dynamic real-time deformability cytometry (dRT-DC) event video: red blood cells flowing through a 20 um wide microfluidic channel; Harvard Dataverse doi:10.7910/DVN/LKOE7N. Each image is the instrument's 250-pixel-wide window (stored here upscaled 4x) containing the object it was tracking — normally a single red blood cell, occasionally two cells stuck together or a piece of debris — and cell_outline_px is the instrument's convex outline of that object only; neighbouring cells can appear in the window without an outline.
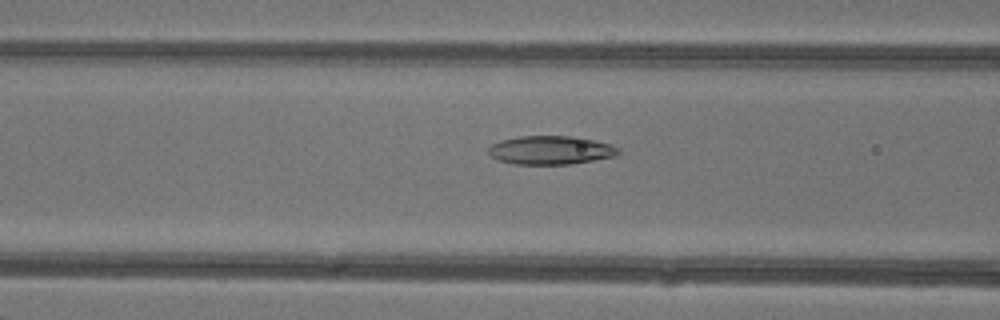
{"species": "common noctule bat (a hibernating species)", "species_latin": "Nyctalus noctula", "temperature_condition": "warm", "stored_images_in_passage": 32, "camera_frame_rate_fps": 3000, "um_per_image_px": 0.085, "animal": {"sex": "female"}, "frame": {"image": 1, "passage_image": 9, "time_ms": 2.667, "image_size_px": [1000, 320], "cell_outline_px": [[620, 152], [616, 156], [568, 164], [512, 164], [500, 160], [492, 156], [488, 152], [488, 148], [492, 144], [500, 140], [520, 136], [572, 136], [612, 144], [620, 148]], "centroid_in_image_um": [46.81, 12.76], "position_along_channel_um": 119.8, "area_um2": 21.56}}
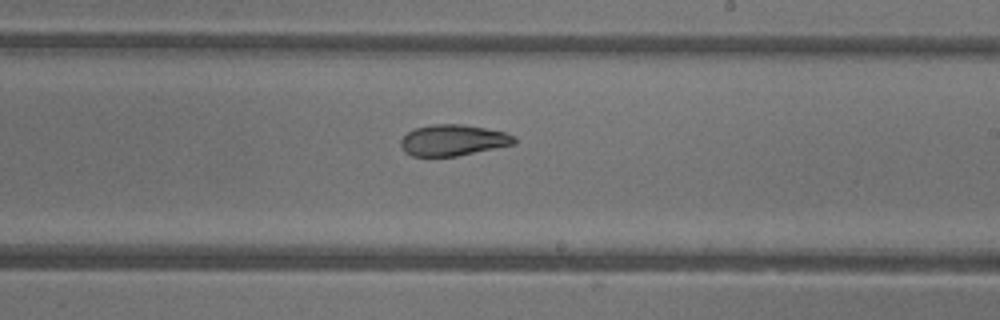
{"frame": {"image": 2, "passage_image": 18, "time_ms": 5.667, "image_size_px": [1000, 320], "cell_outline_px": [[516, 144], [456, 156], [412, 156], [404, 152], [400, 144], [400, 140], [408, 132], [416, 128], [432, 124], [464, 124], [504, 132], [516, 136]], "centroid_in_image_um": [38.51, 11.92], "position_along_channel_um": 250.5, "area_um2": 20.58}}
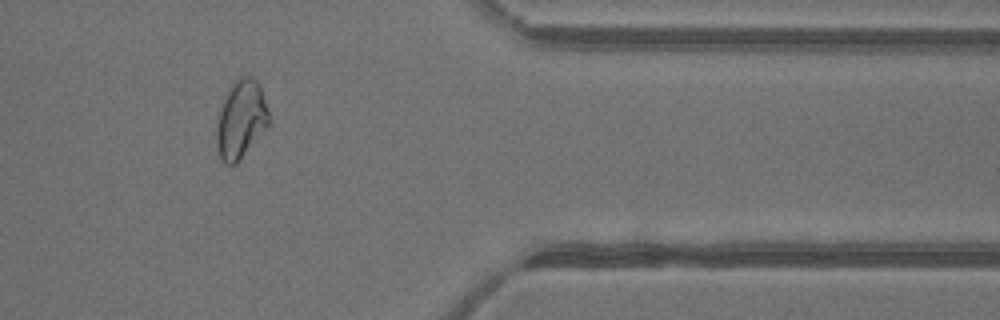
{"frame": {"image": 3, "passage_image": 29, "time_ms": 9.333, "image_size_px": [1000, 320], "cell_outline_px": [[268, 124], [236, 164], [228, 164], [220, 156], [216, 148], [216, 124], [220, 108], [228, 88], [240, 76], [252, 76], [256, 80], [260, 88], [268, 108]], "centroid_in_image_um": [20.44, 10.12], "position_along_channel_um": 391.0, "area_um2": 23.35}, "authors_computed_cell_mechanics": {"area_um2": 21.5016, "velocity_mm_per_s": 4.3612, "shape_relaxation_time_tau1_ms": 11.2005, "shape_relaxation_time_tau2_ms": 3.5328, "deformation_change_tau1": 0.2718, "deformation_change_tau2": 0.0913}}